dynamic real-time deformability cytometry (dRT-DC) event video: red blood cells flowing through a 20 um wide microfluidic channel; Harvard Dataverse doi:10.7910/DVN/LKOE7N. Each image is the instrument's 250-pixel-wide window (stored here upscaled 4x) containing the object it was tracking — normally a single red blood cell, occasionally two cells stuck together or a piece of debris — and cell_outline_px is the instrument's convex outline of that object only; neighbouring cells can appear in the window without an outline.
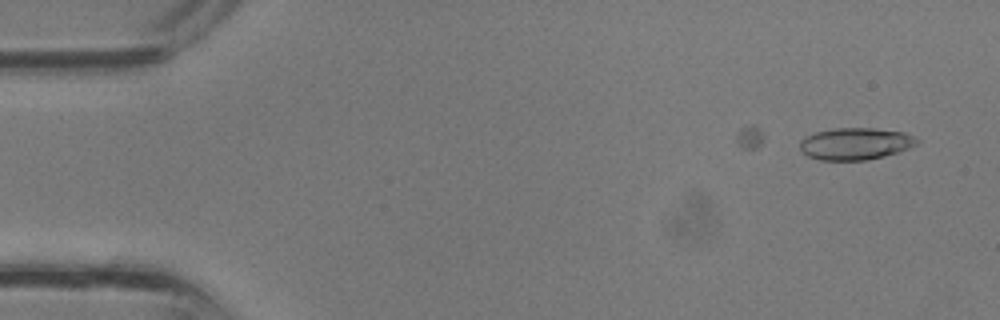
{"species": "common noctule bat (a hibernating species)", "species_latin": "Nyctalus noctula", "temperature_condition": "room temperature", "stored_images_in_passage": 11, "camera_frame_rate_fps": 3000, "um_per_image_px": 0.085, "animal": {"sex": "male", "body_mass_g": 13.3}, "frame": {"image": 1, "passage_image": 1, "time_ms": 0.0, "image_size_px": [1000, 320], "cell_outline_px": [[920, 140], [916, 144], [900, 152], [884, 156], [864, 160], [820, 160], [808, 156], [800, 148], [800, 140], [804, 136], [816, 132], [836, 128], [872, 128], [904, 132]], "centroid_in_image_um": [72.7, 12.21], "position_along_channel_um": 12.3, "area_um2": 21.73}}
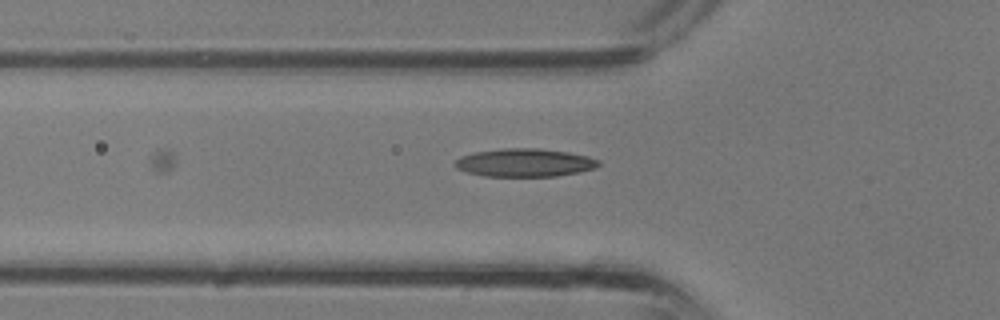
{"frame": {"image": 2, "passage_image": 11, "time_ms": 3.333, "image_size_px": [1000, 320], "cell_outline_px": [[600, 164], [596, 168], [580, 172], [556, 176], [484, 176], [468, 172], [456, 168], [452, 164], [460, 156], [472, 152], [500, 148], [540, 148], [568, 152], [588, 156], [600, 160]], "centroid_in_image_um": [44.59, 13.82], "position_along_channel_um": 81.2, "area_um2": 23.81}}